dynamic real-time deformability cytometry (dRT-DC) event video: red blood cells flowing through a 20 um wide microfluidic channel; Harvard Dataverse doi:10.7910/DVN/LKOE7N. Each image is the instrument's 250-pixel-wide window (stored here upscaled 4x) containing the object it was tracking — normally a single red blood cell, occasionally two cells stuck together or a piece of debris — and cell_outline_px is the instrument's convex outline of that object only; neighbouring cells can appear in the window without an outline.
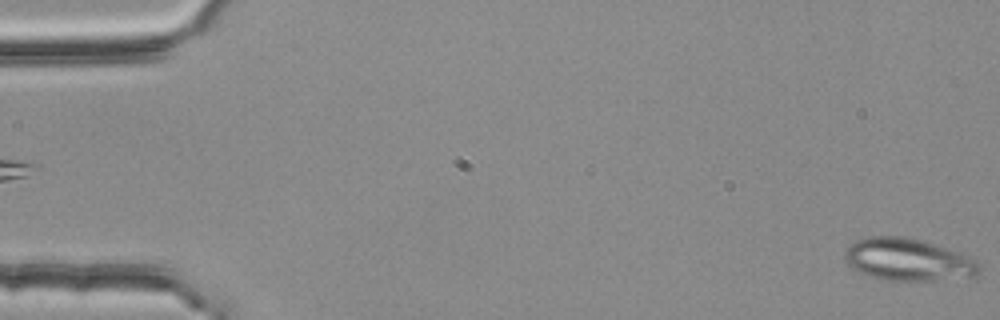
{"species": "common noctule bat (a hibernating species)", "species_latin": "Nyctalus noctula", "temperature_condition": "room temperature", "stored_images_in_passage": 4, "camera_frame_rate_fps": 3000, "um_per_image_px": 0.085, "animal": {"sex": "female", "body_mass_g": 25.1}, "frame": {"image": 1, "passage_image": 4, "time_ms": 1.0, "image_size_px": [1000, 320], "cell_outline_px": [[980, 272], [976, 276], [936, 280], [888, 280], [872, 276], [860, 272], [852, 268], [844, 260], [844, 252], [856, 240], [868, 236], [904, 236], [924, 240], [960, 252], [976, 260], [980, 264]], "centroid_in_image_um": [77.21, 22.05], "position_along_channel_um": 7.8, "area_um2": 33.23}}